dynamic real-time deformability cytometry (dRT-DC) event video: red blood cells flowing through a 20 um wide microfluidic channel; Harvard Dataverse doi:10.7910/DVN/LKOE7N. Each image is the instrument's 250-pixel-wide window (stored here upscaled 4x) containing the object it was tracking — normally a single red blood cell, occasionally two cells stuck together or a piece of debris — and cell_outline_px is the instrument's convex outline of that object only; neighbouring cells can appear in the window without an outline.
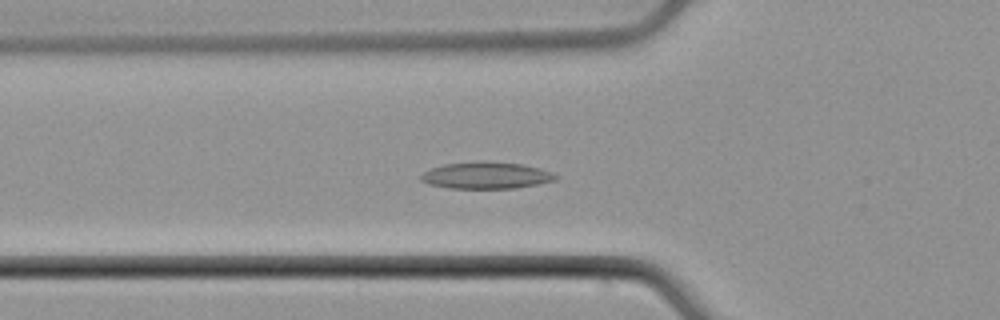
{"species": "common noctule bat (a hibernating species)", "species_latin": "Nyctalus noctula", "temperature_condition": "cold", "stored_images_in_passage": 53, "camera_frame_rate_fps": 3000, "um_per_image_px": 0.085, "animal": {"sex": "male", "body_mass_g": 21.5, "forearm_length_mm": 52.0}, "frame": {"image": 1, "passage_image": 19, "time_ms": 6.0, "image_size_px": [1000, 320], "cell_outline_px": [[560, 176], [556, 180], [516, 188], [448, 188], [428, 184], [420, 180], [420, 176], [424, 172], [432, 168], [444, 164], [484, 160], [524, 164], [540, 168], [552, 172]], "centroid_in_image_um": [41.35, 14.89], "position_along_channel_um": 84.5, "area_um2": 21.21}}
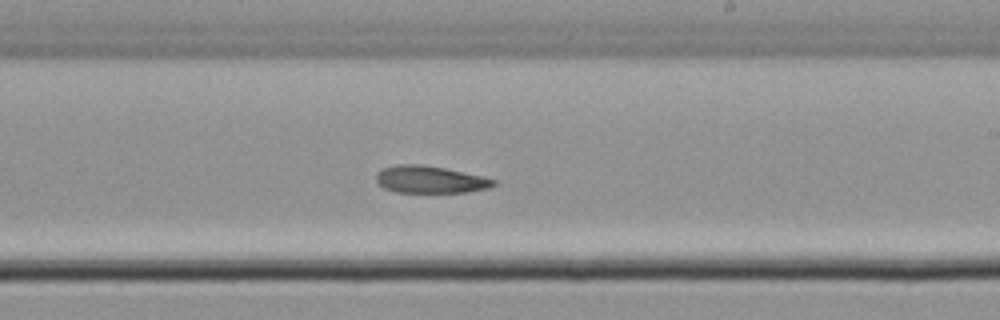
{"frame": {"image": 2, "passage_image": 32, "time_ms": 10.333, "image_size_px": [1000, 320], "cell_outline_px": [[496, 184], [492, 188], [468, 192], [396, 192], [384, 188], [376, 180], [376, 172], [384, 168], [400, 164], [420, 164], [444, 168], [484, 176], [496, 180]], "centroid_in_image_um": [36.6, 15.26], "position_along_channel_um": 252.4, "area_um2": 18.67}}
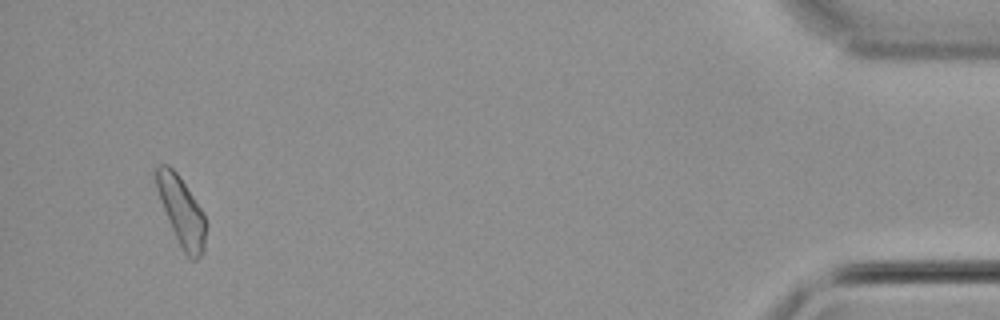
{"frame": {"image": 3, "passage_image": 51, "time_ms": 16.667, "image_size_px": [1000, 320], "cell_outline_px": [[208, 224], [204, 252], [196, 260], [192, 260], [184, 252], [172, 228], [160, 200], [156, 188], [152, 172], [160, 164], [168, 164], [176, 172], [200, 208]], "centroid_in_image_um": [15.42, 17.95], "position_along_channel_um": 419.8, "area_um2": 19.83}, "authors_computed_cell_mechanics": {"area_um2": 19.7676, "velocity_mm_per_s": 3.876, "shape_relaxation_time_tau1_ms": null, "shape_relaxation_time_tau2_ms": 9.6887, "deformation_change_tau1": null, "deformation_change_tau2": 0.1334}}